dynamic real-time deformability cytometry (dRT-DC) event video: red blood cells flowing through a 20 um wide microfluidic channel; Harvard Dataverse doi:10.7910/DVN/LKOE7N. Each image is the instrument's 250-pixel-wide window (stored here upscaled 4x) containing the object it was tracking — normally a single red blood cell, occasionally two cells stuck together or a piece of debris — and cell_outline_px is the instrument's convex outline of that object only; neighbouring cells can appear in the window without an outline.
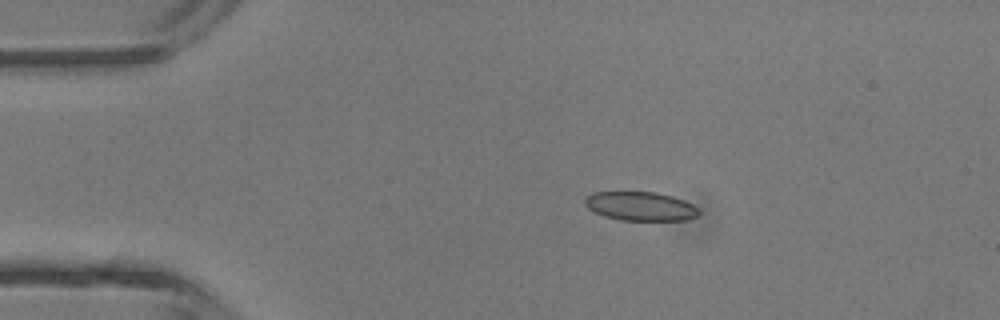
{"species": "common noctule bat (a hibernating species)", "species_latin": "Nyctalus noctula", "temperature_condition": "room temperature", "stored_images_in_passage": 3, "camera_frame_rate_fps": 3000, "um_per_image_px": 0.085, "animal": {"sex": "male", "body_mass_g": 13.3}, "frame": {"image": 1, "passage_image": 2, "time_ms": 1.333, "image_size_px": [1000, 320], "cell_outline_px": [[700, 212], [696, 216], [684, 220], [620, 220], [604, 216], [588, 208], [584, 204], [584, 200], [592, 192], [656, 192], [672, 196], [684, 200], [692, 204]], "centroid_in_image_um": [54.42, 17.52], "position_along_channel_um": 30.6, "area_um2": 19.07}}